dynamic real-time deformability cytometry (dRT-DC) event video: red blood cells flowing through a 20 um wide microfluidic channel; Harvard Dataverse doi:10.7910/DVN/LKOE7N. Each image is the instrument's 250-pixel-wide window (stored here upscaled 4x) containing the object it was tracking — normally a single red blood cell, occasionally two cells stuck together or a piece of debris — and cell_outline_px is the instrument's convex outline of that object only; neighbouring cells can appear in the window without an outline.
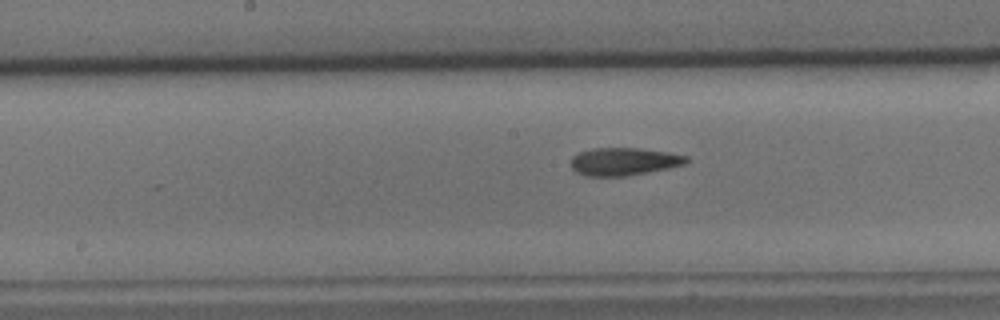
{"species": "common noctule bat (a hibernating species)", "species_latin": "Nyctalus noctula", "temperature_condition": "cold", "stored_images_in_passage": 24, "camera_frame_rate_fps": 3000, "um_per_image_px": 0.085, "animal": {"sex": "male", "body_mass_g": 15.6}, "frame": {"image": 1, "passage_image": 17, "time_ms": 5.333, "image_size_px": [1000, 320], "cell_outline_px": [[688, 160], [684, 164], [624, 176], [584, 176], [576, 172], [572, 168], [572, 156], [580, 152], [592, 148], [640, 148], [668, 152], [688, 156]], "centroid_in_image_um": [52.98, 13.72], "position_along_channel_um": 195.2, "area_um2": 18.38}}
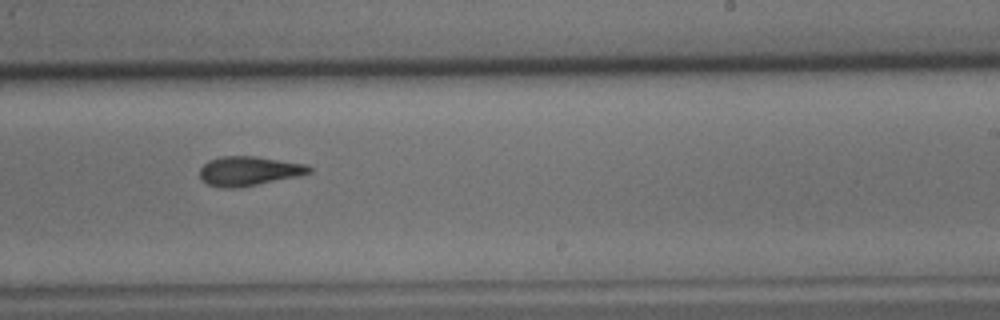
{"frame": {"image": 2, "passage_image": 23, "time_ms": 7.333, "image_size_px": [1000, 320], "cell_outline_px": [[312, 172], [300, 176], [256, 184], [228, 188], [224, 188], [208, 184], [200, 180], [200, 168], [208, 160], [220, 156], [256, 156], [308, 164], [312, 168]], "centroid_in_image_um": [21.17, 14.51], "position_along_channel_um": 267.8, "area_um2": 18.73}}